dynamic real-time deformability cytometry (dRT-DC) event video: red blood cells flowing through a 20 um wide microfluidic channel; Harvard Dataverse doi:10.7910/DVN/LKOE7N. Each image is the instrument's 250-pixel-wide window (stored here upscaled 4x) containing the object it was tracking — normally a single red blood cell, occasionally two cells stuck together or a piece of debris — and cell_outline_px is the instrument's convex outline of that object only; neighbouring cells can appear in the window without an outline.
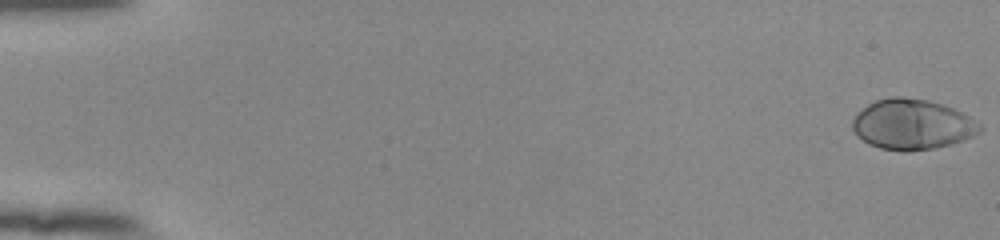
{"species": "human", "species_latin": "Homo sapiens", "temperature_condition": "room temperature", "stored_images_in_passage": 55, "camera_frame_rate_fps": 3000, "um_per_image_px": 0.085, "donor": {"sex": "female"}, "frame": {"image": 1, "passage_image": 1, "time_ms": 0.0, "image_size_px": [1000, 240], "cell_outline_px": [[980, 132], [964, 140], [932, 148], [908, 152], [904, 152], [880, 148], [868, 144], [852, 128], [852, 120], [868, 104], [876, 100], [892, 96], [900, 96], [928, 100], [952, 108], [968, 116], [980, 124]], "centroid_in_image_um": [77.52, 10.58], "position_along_channel_um": 7.5, "area_um2": 36.88}}
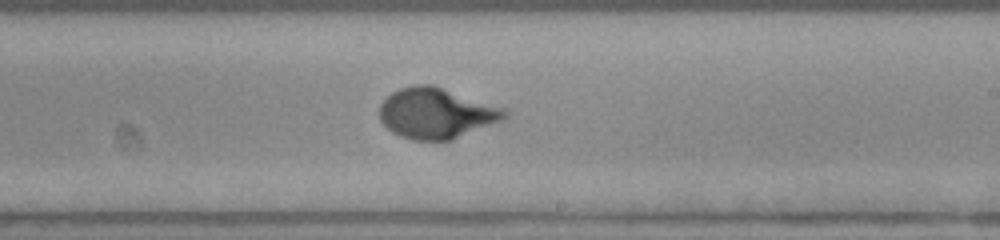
{"frame": {"image": 2, "passage_image": 34, "time_ms": 11.0, "image_size_px": [1000, 240], "cell_outline_px": [[508, 116], [504, 120], [452, 140], [412, 140], [400, 136], [392, 132], [380, 120], [380, 104], [392, 92], [400, 88], [416, 84], [432, 84], [504, 108], [508, 112]], "centroid_in_image_um": [37.1, 9.63], "position_along_channel_um": 251.9, "area_um2": 36.88}}
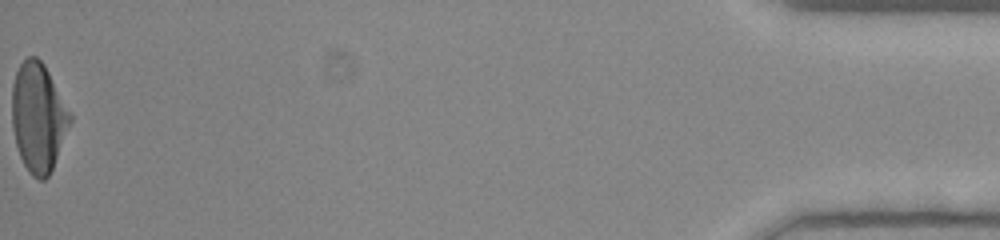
{"frame": {"image": 3, "passage_image": 55, "time_ms": 18.0, "image_size_px": [1000, 240], "cell_outline_px": [[72, 120], [52, 168], [48, 176], [44, 180], [40, 180], [32, 176], [28, 172], [20, 156], [16, 144], [12, 128], [12, 84], [16, 72], [20, 64], [28, 56], [36, 56], [44, 64], [72, 116]], "centroid_in_image_um": [3.23, 9.97], "position_along_channel_um": 432.0, "area_um2": 36.59}, "authors_computed_cell_mechanics": {"area_um2": 35.6626, "velocity_mm_per_s": 3.8813, "shape_relaxation_time_tau1_ms": 3.5971, "shape_relaxation_time_tau2_ms": null, "deformation_change_tau1": 0.224, "deformation_change_tau2": null}}